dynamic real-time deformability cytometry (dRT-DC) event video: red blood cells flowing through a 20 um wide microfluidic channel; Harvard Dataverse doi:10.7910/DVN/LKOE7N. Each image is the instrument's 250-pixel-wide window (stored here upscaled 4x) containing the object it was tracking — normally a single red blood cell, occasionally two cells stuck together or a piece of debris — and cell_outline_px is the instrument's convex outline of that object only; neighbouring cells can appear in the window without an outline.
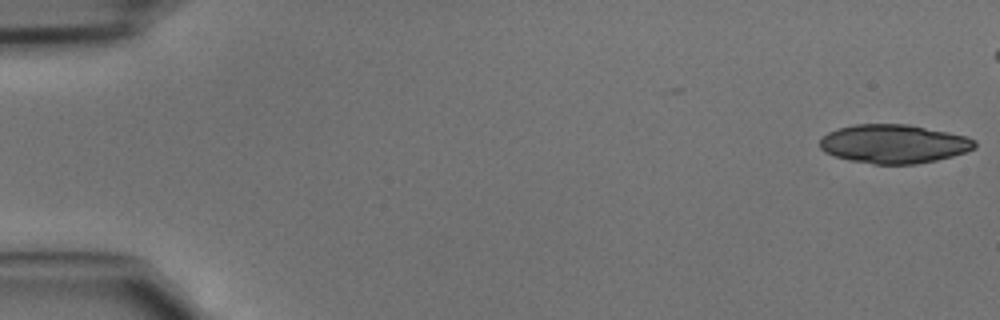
{"species": "common noctule bat (a hibernating species)", "species_latin": "Nyctalus noctula", "temperature_condition": "cold", "stored_images_in_passage": 41, "camera_frame_rate_fps": 3000, "um_per_image_px": 0.085, "animal": {"sex": "male", "body_mass_g": 15.6}, "frame": {"image": 1, "passage_image": 1, "time_ms": 0.0, "image_size_px": [1000, 320], "cell_outline_px": [[976, 148], [952, 156], [936, 160], [916, 164], [872, 164], [852, 160], [836, 156], [824, 152], [820, 148], [820, 140], [828, 132], [840, 128], [856, 124], [908, 124], [968, 136], [976, 140]], "centroid_in_image_um": [76.0, 12.22], "position_along_channel_um": 9.0, "area_um2": 34.91}}